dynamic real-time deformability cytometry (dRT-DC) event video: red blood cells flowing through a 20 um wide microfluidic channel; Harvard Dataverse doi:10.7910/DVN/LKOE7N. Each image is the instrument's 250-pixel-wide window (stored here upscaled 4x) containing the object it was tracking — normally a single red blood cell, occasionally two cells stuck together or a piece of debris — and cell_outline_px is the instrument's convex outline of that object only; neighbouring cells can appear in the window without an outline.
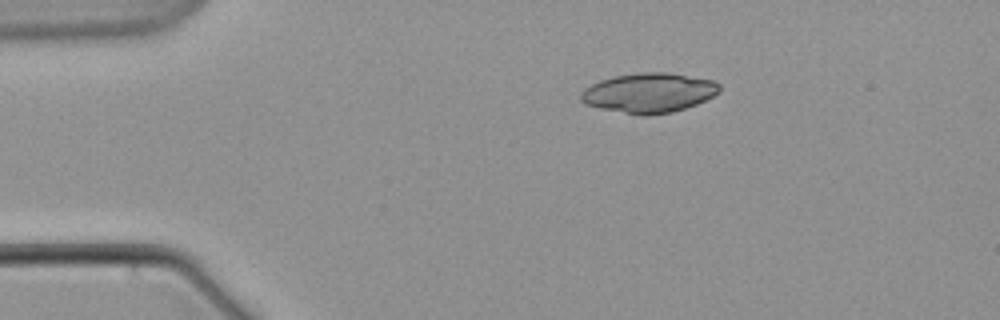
{"species": "common noctule bat (a hibernating species)", "species_latin": "Nyctalus noctula", "temperature_condition": "warm", "stored_images_in_passage": 2, "camera_frame_rate_fps": 3000, "um_per_image_px": 0.085, "animal": {"sex": "male", "body_mass_g": 21.5, "forearm_length_mm": 52.0}, "frame": {"image": 1, "passage_image": 1, "time_ms": 0.0, "image_size_px": [1000, 320], "cell_outline_px": [[720, 92], [696, 104], [672, 112], [648, 116], [644, 116], [600, 108], [584, 104], [580, 100], [580, 92], [584, 88], [600, 80], [612, 76], [640, 72], [664, 72], [712, 80], [720, 84]], "centroid_in_image_um": [55.12, 7.89], "position_along_channel_um": 29.9, "area_um2": 32.02}}